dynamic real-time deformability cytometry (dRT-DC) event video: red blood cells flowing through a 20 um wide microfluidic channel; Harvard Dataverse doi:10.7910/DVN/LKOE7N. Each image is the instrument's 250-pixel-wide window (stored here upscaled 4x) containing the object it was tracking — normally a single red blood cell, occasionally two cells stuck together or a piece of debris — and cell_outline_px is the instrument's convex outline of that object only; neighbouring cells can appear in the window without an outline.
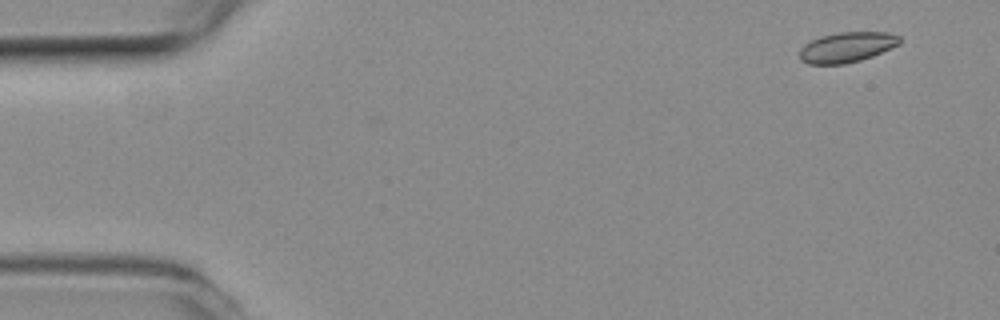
{"species": "common noctule bat (a hibernating species)", "species_latin": "Nyctalus noctula", "temperature_condition": "room temperature", "stored_images_in_passage": 3, "camera_frame_rate_fps": 3000, "um_per_image_px": 0.085, "animal": {"sex": "female", "body_mass_g": 19.3, "forearm_length_mm": 54.1}, "frame": {"image": 1, "passage_image": 1, "time_ms": 0.0, "image_size_px": [1000, 320], "cell_outline_px": [[900, 44], [872, 56], [860, 60], [844, 64], [808, 64], [800, 60], [800, 48], [804, 44], [820, 36], [840, 32], [888, 32], [900, 36]], "centroid_in_image_um": [71.97, 4.01], "position_along_channel_um": 13.0, "area_um2": 17.63}}